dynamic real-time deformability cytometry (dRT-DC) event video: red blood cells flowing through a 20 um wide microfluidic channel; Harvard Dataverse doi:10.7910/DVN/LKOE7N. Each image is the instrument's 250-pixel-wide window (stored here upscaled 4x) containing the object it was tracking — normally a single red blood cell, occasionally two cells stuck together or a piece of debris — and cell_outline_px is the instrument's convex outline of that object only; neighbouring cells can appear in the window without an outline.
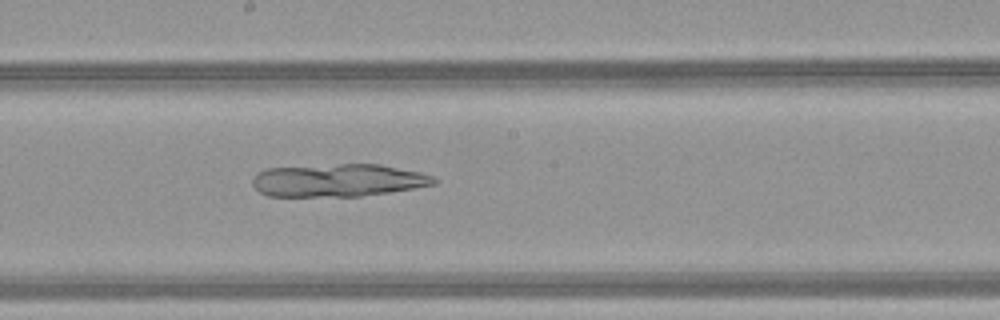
{"species": "common noctule bat (a hibernating species)", "species_latin": "Nyctalus noctula", "temperature_condition": "warm", "stored_images_in_passage": 49, "camera_frame_rate_fps": 3000, "um_per_image_px": 0.085, "animal": {"sex": "female", "body_mass_g": 21.9}, "frame": {"image": 1, "passage_image": 28, "time_ms": 9.0, "image_size_px": [1000, 320], "cell_outline_px": [[440, 180], [436, 184], [388, 192], [360, 196], [268, 196], [260, 192], [252, 184], [252, 180], [256, 172], [264, 168], [340, 164], [380, 164], [420, 172], [436, 176]], "centroid_in_image_um": [28.75, 15.32], "position_along_channel_um": 219.5, "area_um2": 34.8}}
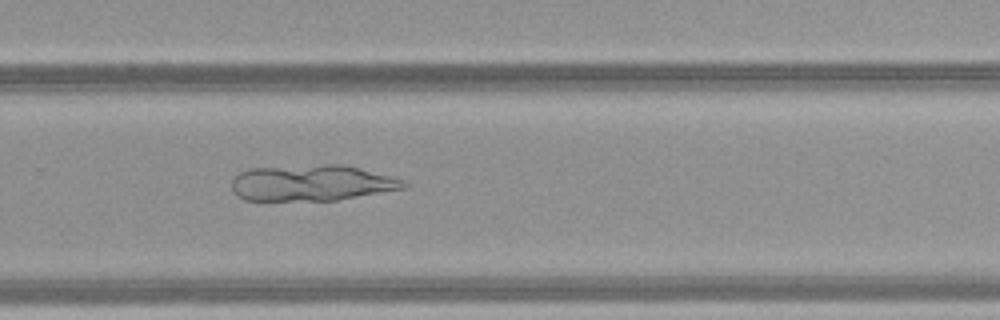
{"frame": {"image": 2, "passage_image": 34, "time_ms": 11.0, "image_size_px": [1000, 320], "cell_outline_px": [[408, 184], [404, 188], [336, 200], [244, 200], [236, 196], [232, 188], [232, 180], [236, 172], [248, 168], [324, 164], [344, 164], [408, 180]], "centroid_in_image_um": [26.47, 15.53], "position_along_channel_um": 303.3, "area_um2": 36.41}}